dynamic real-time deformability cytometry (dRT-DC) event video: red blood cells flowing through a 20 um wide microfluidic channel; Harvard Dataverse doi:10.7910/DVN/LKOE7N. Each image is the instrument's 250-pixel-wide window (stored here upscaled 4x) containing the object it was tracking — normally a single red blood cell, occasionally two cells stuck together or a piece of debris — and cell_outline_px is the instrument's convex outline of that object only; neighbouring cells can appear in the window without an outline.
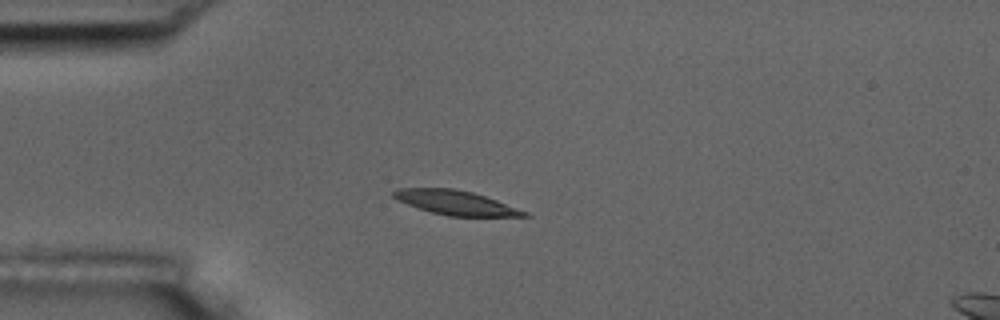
{"species": "common noctule bat (a hibernating species)", "species_latin": "Nyctalus noctula", "temperature_condition": "room temperature", "stored_images_in_passage": 5, "camera_frame_rate_fps": 3000, "um_per_image_px": 0.085, "animal": {"sex": "male", "body_mass_g": 17.5, "forearm_length_mm": 52.3}, "frame": {"image": 1, "passage_image": 3, "time_ms": 0.667, "image_size_px": [1000, 320], "cell_outline_px": [[532, 216], [448, 216], [432, 212], [396, 200], [392, 196], [392, 192], [396, 188], [452, 188], [472, 192], [496, 200], [528, 212]], "centroid_in_image_um": [38.71, 17.22], "position_along_channel_um": 46.3, "area_um2": 18.32}}